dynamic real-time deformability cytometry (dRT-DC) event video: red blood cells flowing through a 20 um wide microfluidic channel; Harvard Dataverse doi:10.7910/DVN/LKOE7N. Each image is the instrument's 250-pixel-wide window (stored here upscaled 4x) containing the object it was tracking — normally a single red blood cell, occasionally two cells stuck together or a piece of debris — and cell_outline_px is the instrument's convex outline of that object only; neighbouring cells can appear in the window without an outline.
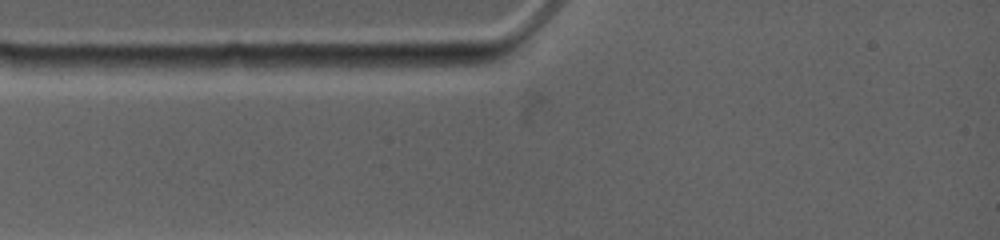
{"species": "common noctule bat (a hibernating species)", "species_latin": "Nyctalus noctula", "temperature_condition": "warm", "stored_images_in_passage": 1, "camera_frame_rate_fps": 4500, "um_per_image_px": 0.085, "animal": {"sex": "female", "body_mass_g": 19.0, "forearm_length_mm": 53.3}, "frame": {"image": 1, "passage_image": 1, "time_ms": 0.0, "image_size_px": [1000, 240], "cell_outline_px": [[424, 64], [308, 72], [284, 72], [268, 64], [300, 56], [396, 56]], "centroid_in_image_um": [28.79, 5.36], "position_along_channel_um": 56.2, "area_um2": 12.48}}